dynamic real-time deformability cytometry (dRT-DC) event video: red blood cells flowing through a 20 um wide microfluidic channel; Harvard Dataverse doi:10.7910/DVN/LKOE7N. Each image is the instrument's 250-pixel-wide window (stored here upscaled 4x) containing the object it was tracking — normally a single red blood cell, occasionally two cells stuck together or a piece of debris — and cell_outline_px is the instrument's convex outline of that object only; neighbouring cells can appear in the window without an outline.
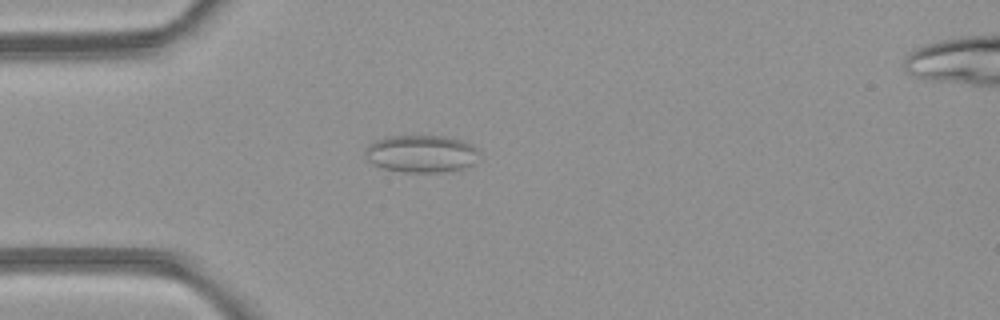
{"species": "common noctule bat (a hibernating species)", "species_latin": "Nyctalus noctula", "temperature_condition": "room temperature", "stored_images_in_passage": 4, "camera_frame_rate_fps": 3000, "um_per_image_px": 0.085, "animal": {"sex": "female", "body_mass_g": 21.9}, "frame": {"image": 1, "passage_image": 3, "time_ms": 2.333, "image_size_px": [1000, 320], "cell_outline_px": [[480, 152], [472, 164], [464, 168], [440, 172], [404, 172], [384, 168], [372, 164], [368, 160], [364, 152], [368, 144], [384, 136], [444, 136], [460, 140], [472, 144]], "centroid_in_image_um": [35.78, 13.06], "position_along_channel_um": 49.2, "area_um2": 24.85}}